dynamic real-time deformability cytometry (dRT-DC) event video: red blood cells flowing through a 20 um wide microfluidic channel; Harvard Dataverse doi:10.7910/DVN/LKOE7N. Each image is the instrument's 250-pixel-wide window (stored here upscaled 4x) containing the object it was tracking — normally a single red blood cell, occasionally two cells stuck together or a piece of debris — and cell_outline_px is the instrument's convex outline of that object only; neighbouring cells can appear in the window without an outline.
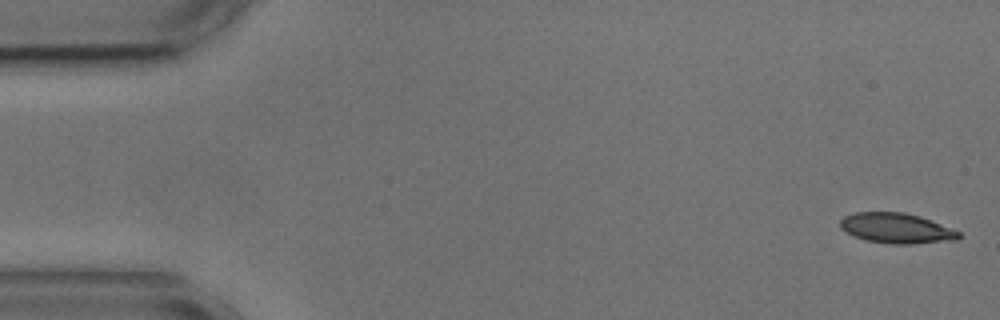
{"species": "common noctule bat (a hibernating species)", "species_latin": "Nyctalus noctula", "temperature_condition": "cold", "stored_images_in_passage": 54, "camera_frame_rate_fps": 3000, "um_per_image_px": 0.085, "animal": {"sex": "male", "body_mass_g": 17.9, "forearm_length_mm": 54.2}, "frame": {"image": 1, "passage_image": 1, "time_ms": 0.0, "image_size_px": [1000, 320], "cell_outline_px": [[960, 236], [956, 240], [908, 244], [892, 244], [868, 240], [844, 232], [840, 228], [840, 220], [844, 216], [856, 212], [904, 212], [920, 216], [960, 232]], "centroid_in_image_um": [76.17, 19.39], "position_along_channel_um": 8.8, "area_um2": 20.69}}
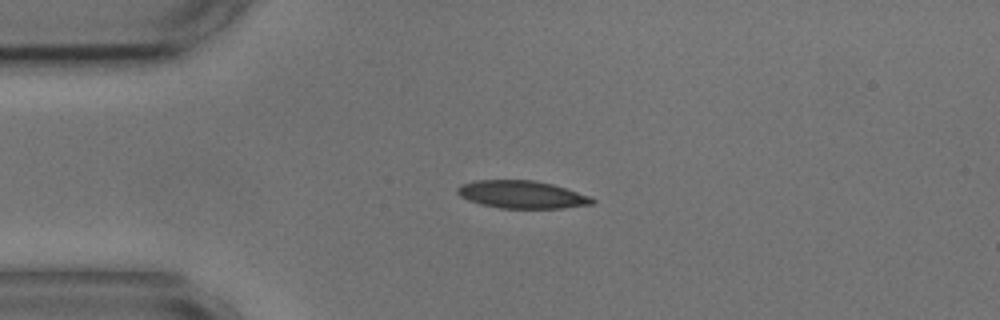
{"frame": {"image": 2, "passage_image": 12, "time_ms": 3.667, "image_size_px": [1000, 320], "cell_outline_px": [[596, 200], [592, 204], [560, 208], [500, 208], [480, 204], [468, 200], [460, 196], [456, 192], [456, 188], [460, 184], [476, 180], [532, 180], [552, 184], [592, 196]], "centroid_in_image_um": [44.34, 16.53], "position_along_channel_um": 40.7, "area_um2": 21.79}}
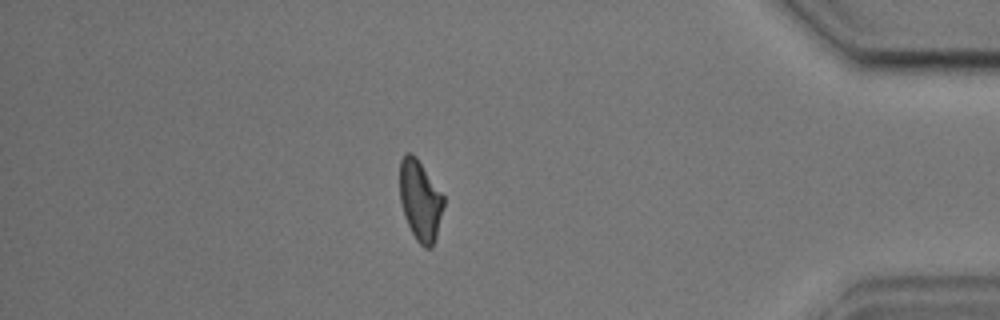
{"frame": {"image": 3, "passage_image": 47, "time_ms": 15.333, "image_size_px": [1000, 320], "cell_outline_px": [[444, 204], [436, 236], [432, 248], [424, 248], [416, 240], [404, 216], [400, 200], [400, 160], [408, 152], [412, 152], [416, 156], [444, 196]], "centroid_in_image_um": [35.71, 17.03], "position_along_channel_um": 399.5, "area_um2": 20.46}, "authors_computed_cell_mechanics": {"area_um2": 21.4727, "velocity_mm_per_s": 3.5956, "shape_relaxation_time_tau1_ms": 2.5811, "shape_relaxation_time_tau2_ms": 2.6378, "deformation_change_tau1": 0.133, "deformation_change_tau2": 0.0923}}